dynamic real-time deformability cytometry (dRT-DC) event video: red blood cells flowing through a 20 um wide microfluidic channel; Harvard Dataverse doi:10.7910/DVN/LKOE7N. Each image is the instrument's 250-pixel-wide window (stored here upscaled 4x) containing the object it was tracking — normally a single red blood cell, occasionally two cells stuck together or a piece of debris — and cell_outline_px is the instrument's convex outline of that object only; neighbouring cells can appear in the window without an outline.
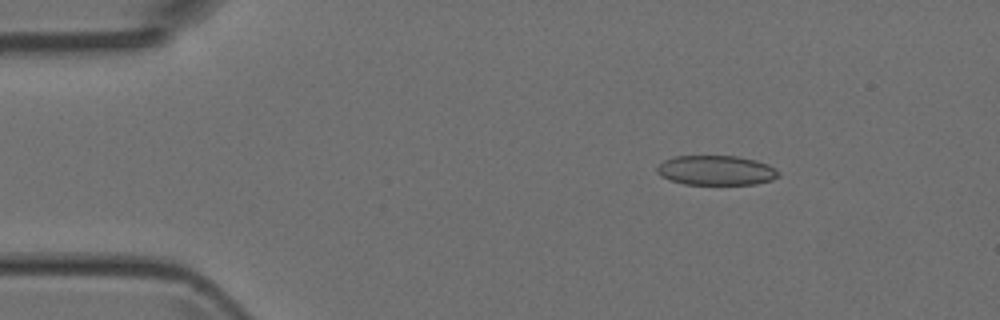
{"species": "Egyptian fruit bat (a non-hibernating species)", "species_latin": "Rousettus aegyptiacus", "temperature_condition": "room temperature", "stored_images_in_passage": 4, "camera_frame_rate_fps": 3000, "um_per_image_px": 0.085, "animal": {"sex": "female"}, "frame": {"image": 1, "passage_image": 2, "time_ms": 2.0, "image_size_px": [1000, 320], "cell_outline_px": [[780, 176], [772, 180], [756, 184], [684, 184], [660, 176], [656, 172], [656, 168], [664, 160], [676, 156], [736, 156], [756, 160], [768, 164], [780, 172]], "centroid_in_image_um": [60.89, 14.48], "position_along_channel_um": 24.1, "area_um2": 21.04}}
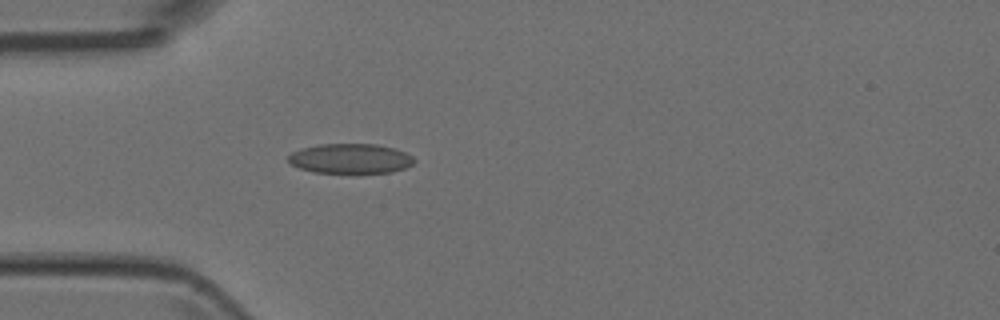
{"frame": {"image": 2, "passage_image": 4, "time_ms": 4.333, "image_size_px": [1000, 320], "cell_outline_px": [[416, 160], [412, 164], [404, 168], [392, 172], [312, 172], [300, 168], [292, 164], [288, 160], [288, 156], [292, 152], [316, 144], [376, 144], [396, 148], [412, 156]], "centroid_in_image_um": [29.8, 13.46], "position_along_channel_um": 55.2, "area_um2": 21.68}}